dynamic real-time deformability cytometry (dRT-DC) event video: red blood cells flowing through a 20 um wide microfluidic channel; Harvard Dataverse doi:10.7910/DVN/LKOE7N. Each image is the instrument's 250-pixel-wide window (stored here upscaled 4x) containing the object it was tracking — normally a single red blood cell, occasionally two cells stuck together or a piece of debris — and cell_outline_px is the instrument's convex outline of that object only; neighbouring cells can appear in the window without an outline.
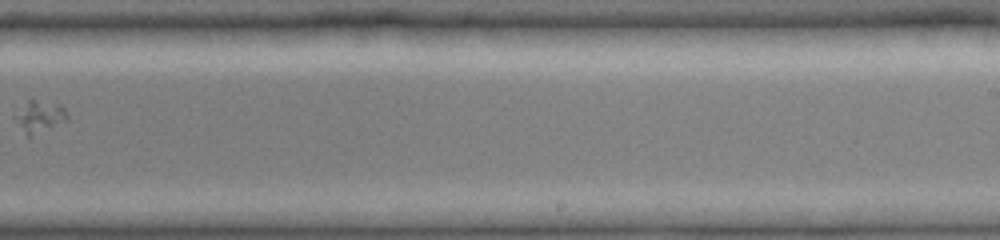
{"species": "common noctule bat (a hibernating species)", "species_latin": "Nyctalus noctula", "temperature_condition": "cold", "stored_images_in_passage": 27, "camera_frame_rate_fps": 3000, "um_per_image_px": 0.085, "animal": {"sex": "female", "body_mass_g": 19.0, "forearm_length_mm": 51.5}, "frame": {"image": 1, "passage_image": 20, "time_ms": 8.333, "image_size_px": [1000, 240], "cell_outline_px": [[68, 120], [32, 136], [28, 136], [12, 120], [12, 116], [32, 96], [60, 104], [64, 108], [68, 116]], "centroid_in_image_um": [3.33, 9.85], "position_along_channel_um": 285.7, "area_um2": 10.17}}
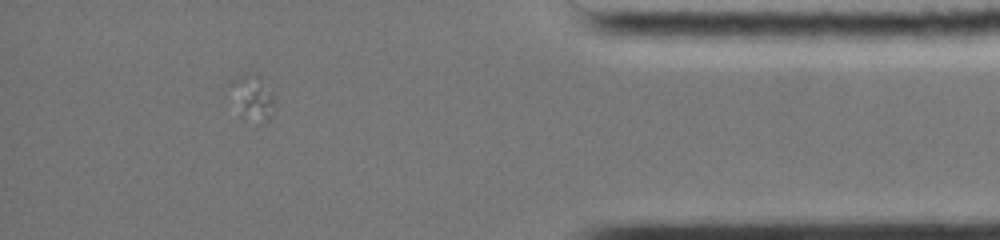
{"frame": {"image": 2, "passage_image": 27, "time_ms": 12.333, "image_size_px": [1000, 240], "cell_outline_px": [[276, 108], [268, 120], [264, 124], [244, 108], [228, 84], [228, 80], [232, 76], [256, 72], [260, 76], [276, 96]], "centroid_in_image_um": [21.6, 8.09], "position_along_channel_um": 413.6, "area_um2": 10.81}}